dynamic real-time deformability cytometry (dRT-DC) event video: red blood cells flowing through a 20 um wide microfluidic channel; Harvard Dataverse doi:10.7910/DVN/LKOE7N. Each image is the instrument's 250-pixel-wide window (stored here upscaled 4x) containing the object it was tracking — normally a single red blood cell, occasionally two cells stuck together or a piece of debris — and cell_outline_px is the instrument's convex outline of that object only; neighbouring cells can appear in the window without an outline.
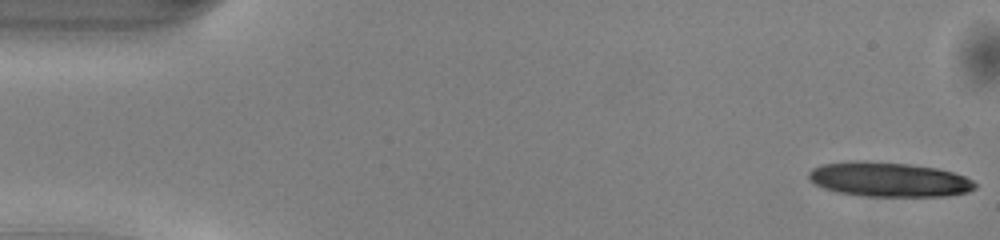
{"species": "common noctule bat (a hibernating species)", "species_latin": "Nyctalus noctula", "temperature_condition": "warm", "stored_images_in_passage": 14, "camera_frame_rate_fps": 3000, "um_per_image_px": 0.085, "animal": {"sex": "male", "body_mass_g": 13.0, "forearm_length_mm": 53.1}, "frame": {"image": 1, "passage_image": 1, "time_ms": 0.0, "image_size_px": [1000, 240], "cell_outline_px": [[976, 188], [968, 192], [948, 196], [864, 196], [836, 192], [824, 188], [808, 180], [808, 172], [812, 168], [820, 164], [852, 160], [864, 160], [908, 164], [936, 168], [952, 172], [964, 176], [972, 180], [976, 184]], "centroid_in_image_um": [75.51, 15.25], "position_along_channel_um": 9.5, "area_um2": 33.76}}